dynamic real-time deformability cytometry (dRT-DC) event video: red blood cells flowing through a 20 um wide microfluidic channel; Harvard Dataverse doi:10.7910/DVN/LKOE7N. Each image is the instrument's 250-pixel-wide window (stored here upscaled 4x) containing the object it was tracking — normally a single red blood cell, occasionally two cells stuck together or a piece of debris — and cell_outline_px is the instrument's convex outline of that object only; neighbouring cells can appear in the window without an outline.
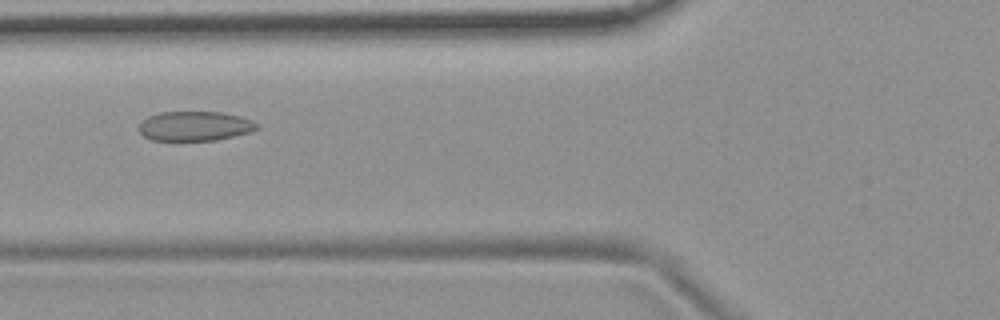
{"species": "common noctule bat (a hibernating species)", "species_latin": "Nyctalus noctula", "temperature_condition": "room temperature", "stored_images_in_passage": 41, "camera_frame_rate_fps": 3000, "um_per_image_px": 0.085, "animal": {"sex": "female", "body_mass_g": 19.9}, "frame": {"image": 1, "passage_image": 8, "time_ms": 2.333, "image_size_px": [1000, 320], "cell_outline_px": [[260, 128], [252, 132], [216, 140], [152, 140], [144, 136], [140, 132], [140, 124], [148, 116], [160, 112], [220, 112], [240, 116], [252, 120], [260, 124]], "centroid_in_image_um": [16.62, 10.71], "position_along_channel_um": 109.2, "area_um2": 20.35}}
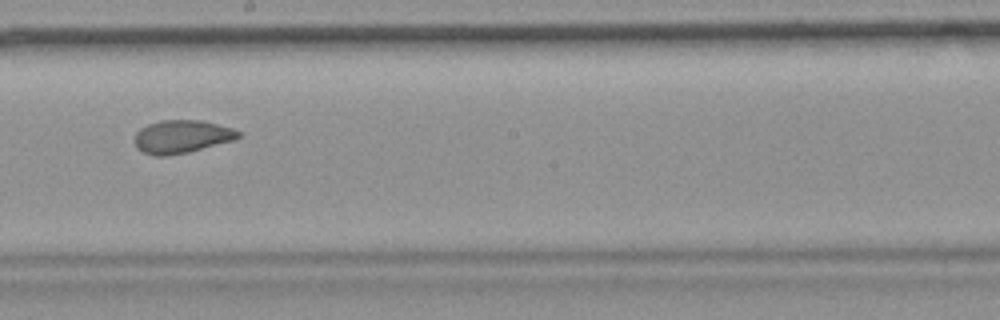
{"frame": {"image": 2, "passage_image": 18, "time_ms": 5.667, "image_size_px": [1000, 320], "cell_outline_px": [[240, 136], [236, 140], [188, 152], [164, 156], [156, 156], [144, 152], [136, 148], [136, 132], [140, 128], [148, 124], [160, 120], [200, 120], [232, 128], [240, 132]], "centroid_in_image_um": [15.46, 11.61], "position_along_channel_um": 232.7, "area_um2": 19.88}}
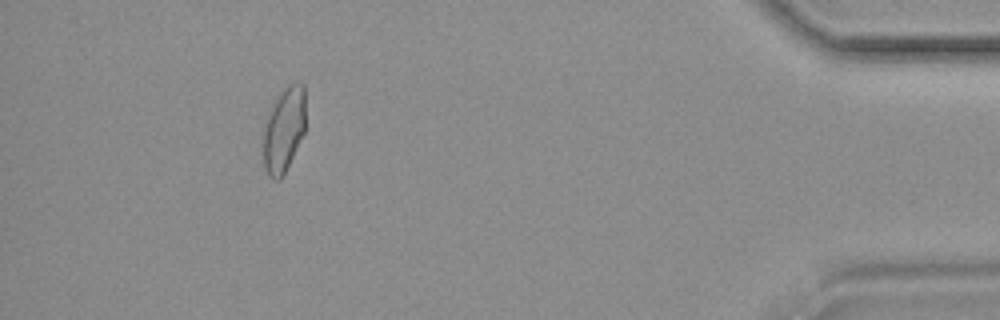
{"frame": {"image": 3, "passage_image": 37, "time_ms": 12.0, "image_size_px": [1000, 320], "cell_outline_px": [[304, 132], [280, 180], [272, 180], [268, 176], [264, 168], [264, 132], [268, 112], [280, 92], [288, 84], [300, 80], [304, 84]], "centroid_in_image_um": [24.12, 10.99], "position_along_channel_um": 411.1, "area_um2": 20.63}, "authors_computed_cell_mechanics": {"area_um2": 20.5768, "velocity_mm_per_s": 3.7053, "shape_relaxation_time_tau1_ms": null, "shape_relaxation_time_tau2_ms": 0.8909, "deformation_change_tau1": null, "deformation_change_tau2": 0.0642}}